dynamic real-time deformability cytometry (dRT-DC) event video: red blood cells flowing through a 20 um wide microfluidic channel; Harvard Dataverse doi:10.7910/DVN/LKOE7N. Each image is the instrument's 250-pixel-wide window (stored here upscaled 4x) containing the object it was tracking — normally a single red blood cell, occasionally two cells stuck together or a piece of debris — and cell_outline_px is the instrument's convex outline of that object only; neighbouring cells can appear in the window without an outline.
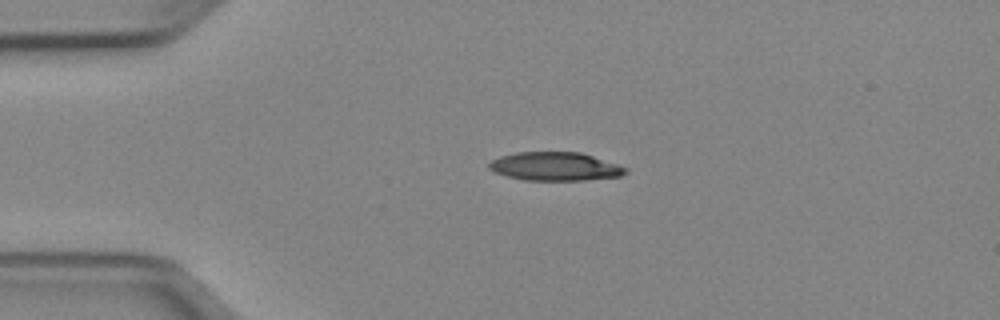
{"species": "Egyptian fruit bat (a non-hibernating species)", "species_latin": "Rousettus aegyptiacus", "temperature_condition": "cold", "stored_images_in_passage": 40, "camera_frame_rate_fps": 3000, "um_per_image_px": 0.085, "animal": {"sex": "female"}, "frame": {"image": 1, "passage_image": 1, "time_ms": 0.0, "image_size_px": [1000, 320], "cell_outline_px": [[628, 172], [620, 176], [584, 180], [524, 180], [508, 176], [496, 172], [488, 168], [488, 164], [492, 160], [500, 156], [516, 152], [580, 152], [628, 168]], "centroid_in_image_um": [47.18, 14.14], "position_along_channel_um": 37.8, "area_um2": 22.48}}
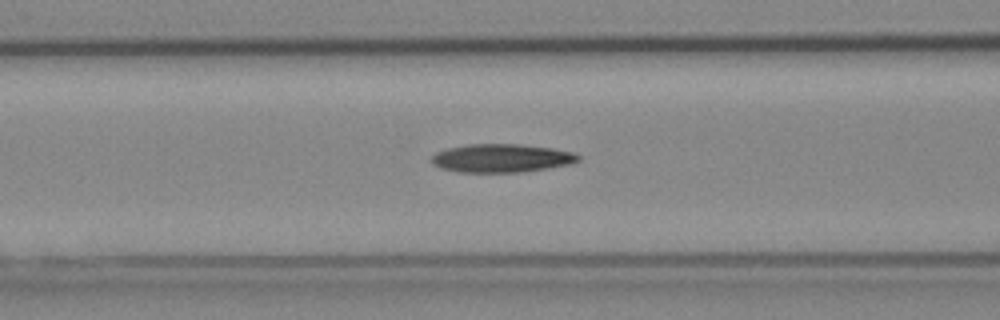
{"frame": {"image": 2, "passage_image": 10, "time_ms": 3.0, "image_size_px": [1000, 320], "cell_outline_px": [[580, 160], [572, 164], [548, 168], [520, 172], [460, 172], [444, 168], [432, 164], [432, 156], [436, 152], [448, 148], [468, 144], [520, 144], [552, 148], [572, 152], [580, 156]], "centroid_in_image_um": [42.66, 13.44], "position_along_channel_um": 123.9, "area_um2": 24.16}}
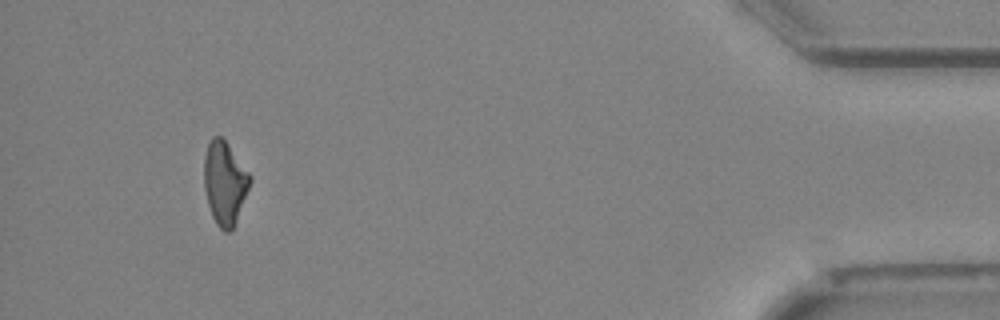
{"frame": {"image": 3, "passage_image": 37, "time_ms": 12.0, "image_size_px": [1000, 320], "cell_outline_px": [[252, 180], [236, 220], [232, 228], [228, 232], [224, 232], [216, 224], [212, 216], [208, 204], [204, 188], [204, 156], [208, 144], [212, 136], [220, 136], [228, 144], [252, 176]], "centroid_in_image_um": [19.09, 15.53], "position_along_channel_um": 416.1, "area_um2": 22.14}, "authors_computed_cell_mechanics": {"area_um2": 23.5246, "velocity_mm_per_s": 3.9921, "shape_relaxation_time_tau1_ms": 5.0108, "shape_relaxation_time_tau2_ms": null, "deformation_change_tau1": 0.1681, "deformation_change_tau2": null}}